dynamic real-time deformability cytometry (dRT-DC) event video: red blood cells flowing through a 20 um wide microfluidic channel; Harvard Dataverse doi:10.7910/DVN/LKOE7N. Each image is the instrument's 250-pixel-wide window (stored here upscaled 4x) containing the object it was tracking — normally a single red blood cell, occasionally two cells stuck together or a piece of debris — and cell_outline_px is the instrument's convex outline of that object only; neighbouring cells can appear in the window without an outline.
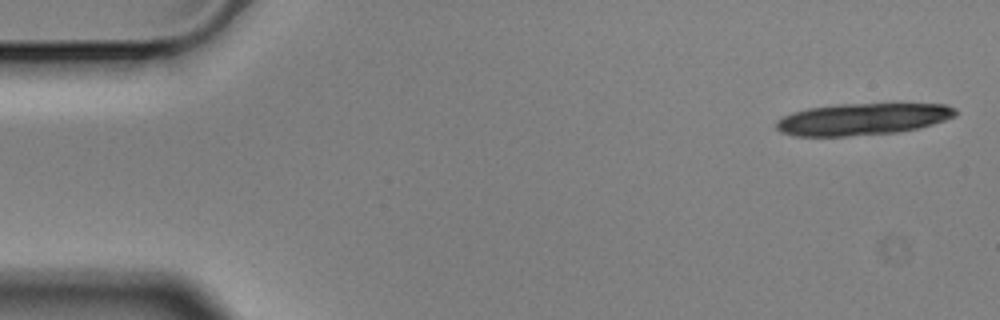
{"species": "Egyptian fruit bat (a non-hibernating species)", "species_latin": "Rousettus aegyptiacus", "temperature_condition": "cold", "stored_images_in_passage": 5, "segment_of_instrument_passage": [1, 2], "camera_frame_rate_fps": 3000, "um_per_image_px": 0.085, "animal": {"sex": "male"}, "frame": {"image": 1, "passage_image": 1, "time_ms": 0.0, "image_size_px": [1000, 320], "cell_outline_px": [[956, 116], [932, 124], [916, 128], [896, 132], [844, 136], [792, 136], [780, 132], [776, 128], [776, 120], [792, 112], [808, 108], [836, 104], [944, 104], [956, 108]], "centroid_in_image_um": [73.26, 10.12], "position_along_channel_um": 11.7, "area_um2": 33.06}}